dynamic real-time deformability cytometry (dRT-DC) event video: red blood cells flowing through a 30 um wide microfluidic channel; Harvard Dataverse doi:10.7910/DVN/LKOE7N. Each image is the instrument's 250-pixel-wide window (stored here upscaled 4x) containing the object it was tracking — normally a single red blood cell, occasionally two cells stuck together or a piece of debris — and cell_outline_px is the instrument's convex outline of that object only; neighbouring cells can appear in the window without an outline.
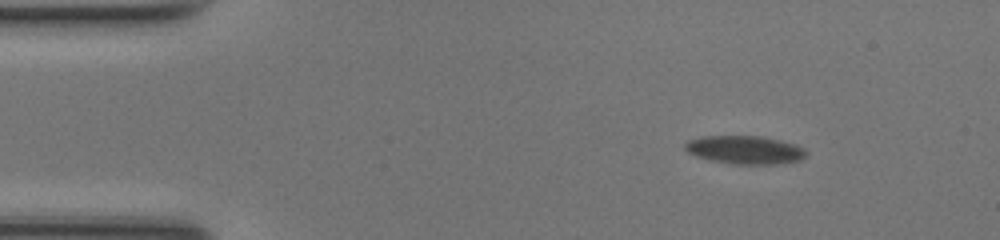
{"species": "common noctule bat (a hibernating species)", "species_latin": "Nyctalus noctula", "temperature_condition": "room temperature", "stored_images_in_passage": 47, "camera_frame_rate_fps": 3000, "um_per_image_px": 0.085, "animal": {"sex": "female", "body_mass_g": 17.0, "forearm_length_mm": 48.0}, "frame": {"image": 1, "passage_image": 1, "time_ms": 0.0, "image_size_px": [1000, 240], "cell_outline_px": [[808, 152], [800, 160], [776, 164], [736, 164], [712, 160], [696, 156], [688, 152], [684, 148], [684, 144], [688, 140], [700, 136], [760, 136], [780, 140], [796, 144], [804, 148]], "centroid_in_image_um": [63.32, 12.73], "position_along_channel_um": 21.7, "area_um2": 19.94}}
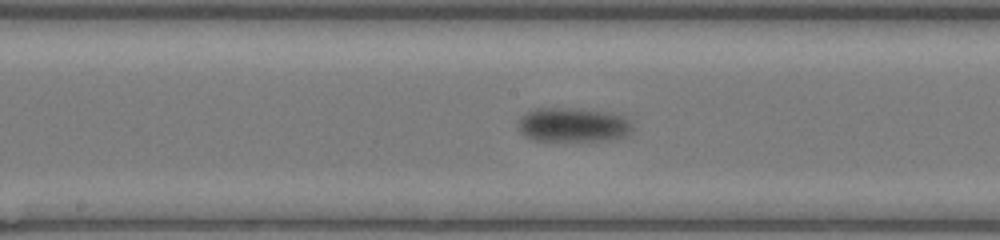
{"frame": {"image": 2, "passage_image": 21, "time_ms": 6.667, "image_size_px": [1000, 240], "cell_outline_px": [[632, 132], [628, 136], [608, 140], [532, 140], [524, 136], [520, 132], [516, 124], [520, 116], [536, 108], [576, 108], [608, 112], [624, 116], [632, 124]], "centroid_in_image_um": [48.7, 10.61], "position_along_channel_um": 199.5, "area_um2": 23.06}}
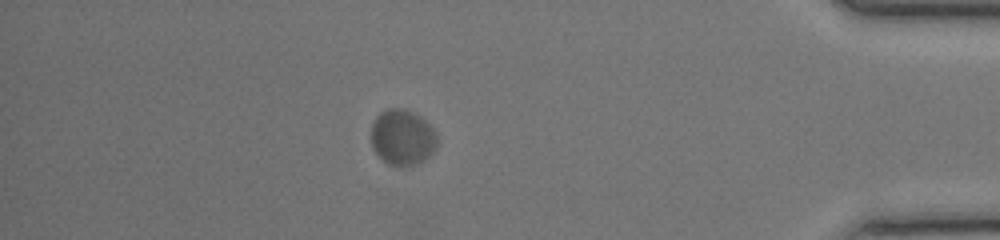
{"frame": {"image": 3, "passage_image": 40, "time_ms": 13.0, "image_size_px": [1000, 240], "cell_outline_px": [[436, 148], [424, 160], [408, 168], [400, 168], [388, 164], [380, 160], [372, 148], [372, 124], [376, 116], [380, 112], [388, 108], [404, 108], [420, 116], [436, 132]], "centroid_in_image_um": [34.18, 11.71], "position_along_channel_um": 401.0, "area_um2": 21.79}, "authors_computed_cell_mechanics": {"area_um2": 21.7906, "velocity_mm_per_s": 3.9288, "shape_relaxation_time_tau1_ms": 0.9127, "shape_relaxation_time_tau2_ms": null, "deformation_change_tau1": 0.0678, "deformation_change_tau2": null}}